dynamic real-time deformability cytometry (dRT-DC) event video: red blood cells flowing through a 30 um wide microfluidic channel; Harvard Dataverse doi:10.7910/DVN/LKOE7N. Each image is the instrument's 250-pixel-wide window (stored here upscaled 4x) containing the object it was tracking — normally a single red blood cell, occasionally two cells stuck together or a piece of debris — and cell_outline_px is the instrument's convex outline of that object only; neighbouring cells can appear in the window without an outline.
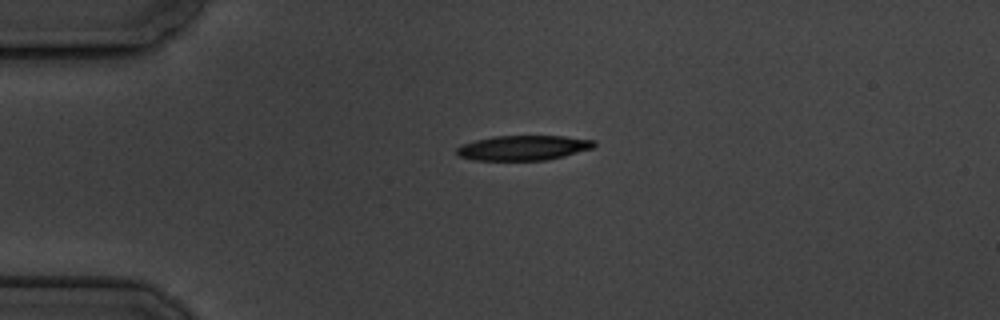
{"species": "common noctule bat (a hibernating species)", "species_latin": "Nyctalus noctula", "temperature_condition": "cold", "stored_images_in_passage": 3, "camera_frame_rate_fps": 3000, "um_per_image_px": 0.085, "animal": {"sex": "male", "body_mass_g": 19.5, "forearm_length_mm": 54.6}, "frame": {"image": 1, "passage_image": 1, "time_ms": 0.0, "image_size_px": [1000, 320], "cell_outline_px": [[596, 144], [592, 148], [564, 156], [544, 160], [476, 160], [460, 156], [456, 152], [456, 148], [460, 144], [492, 136], [564, 136], [596, 140]], "centroid_in_image_um": [44.47, 12.55], "position_along_channel_um": 40.5, "area_um2": 19.88}}